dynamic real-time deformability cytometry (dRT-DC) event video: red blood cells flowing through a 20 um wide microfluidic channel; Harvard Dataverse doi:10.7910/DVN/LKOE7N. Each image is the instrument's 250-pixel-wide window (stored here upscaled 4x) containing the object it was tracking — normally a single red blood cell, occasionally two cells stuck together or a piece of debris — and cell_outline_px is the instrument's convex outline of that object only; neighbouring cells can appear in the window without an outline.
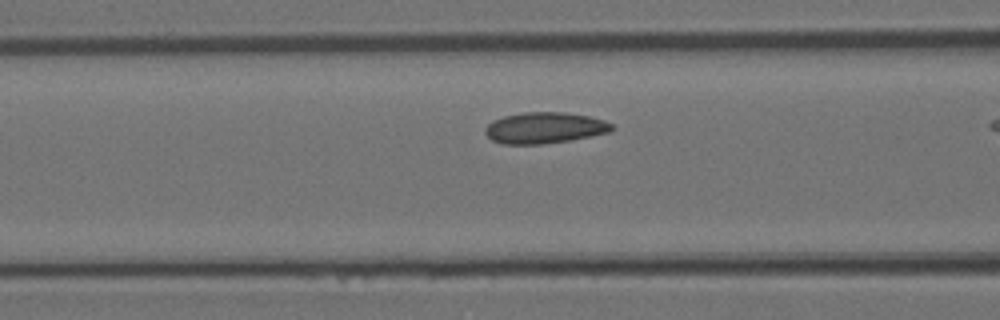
{"species": "Egyptian fruit bat (a non-hibernating species)", "species_latin": "Rousettus aegyptiacus", "temperature_condition": "room temperature", "stored_images_in_passage": 8, "camera_frame_rate_fps": 3000, "um_per_image_px": 0.085, "animal": {"sex": "female"}, "frame": {"image": 1, "passage_image": 7, "time_ms": 2.0, "image_size_px": [1000, 320], "cell_outline_px": [[612, 132], [568, 140], [540, 144], [500, 144], [492, 140], [484, 132], [484, 128], [492, 120], [504, 116], [524, 112], [564, 112], [588, 116], [604, 120], [612, 124]], "centroid_in_image_um": [46.26, 10.86], "position_along_channel_um": 120.3, "area_um2": 22.95}}